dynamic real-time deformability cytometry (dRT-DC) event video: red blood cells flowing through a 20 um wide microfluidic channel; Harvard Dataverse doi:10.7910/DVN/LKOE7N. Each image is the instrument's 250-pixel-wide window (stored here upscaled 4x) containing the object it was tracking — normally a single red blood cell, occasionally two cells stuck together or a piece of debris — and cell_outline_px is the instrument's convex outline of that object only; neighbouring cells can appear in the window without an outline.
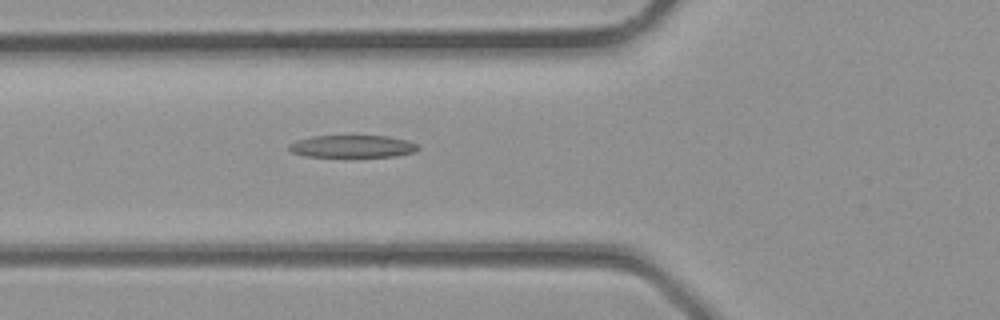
{"species": "common noctule bat (a hibernating species)", "species_latin": "Nyctalus noctula", "temperature_condition": "room temperature", "stored_images_in_passage": 24, "camera_frame_rate_fps": 3000, "um_per_image_px": 0.085, "animal": {"sex": "male", "body_mass_g": 23.1, "forearm_length_mm": 52.7}, "frame": {"image": 1, "passage_image": 2, "time_ms": 0.333, "image_size_px": [1000, 320], "cell_outline_px": [[420, 148], [416, 152], [396, 156], [304, 156], [292, 152], [288, 148], [288, 144], [296, 140], [312, 136], [388, 136], [408, 140], [416, 144]], "centroid_in_image_um": [29.97, 12.43], "position_along_channel_um": 95.8, "area_um2": 16.76}}
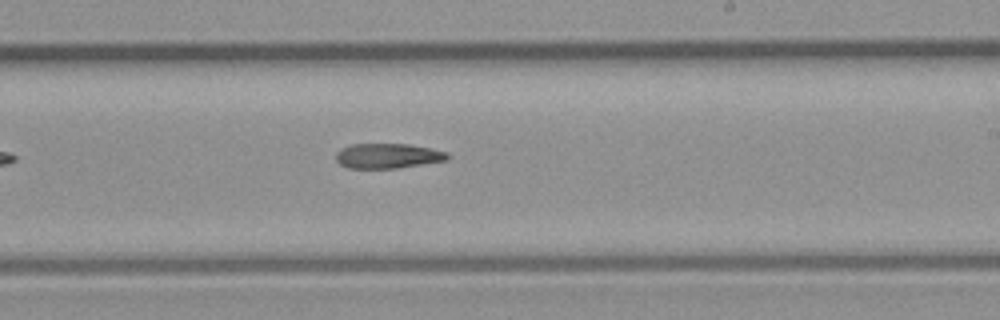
{"frame": {"image": 2, "passage_image": 10, "time_ms": 3.0, "image_size_px": [1000, 320], "cell_outline_px": [[448, 160], [396, 168], [348, 168], [340, 164], [336, 160], [336, 152], [340, 148], [352, 144], [408, 144], [432, 148], [448, 152]], "centroid_in_image_um": [32.95, 13.24], "position_along_channel_um": 256.0, "area_um2": 16.24}}
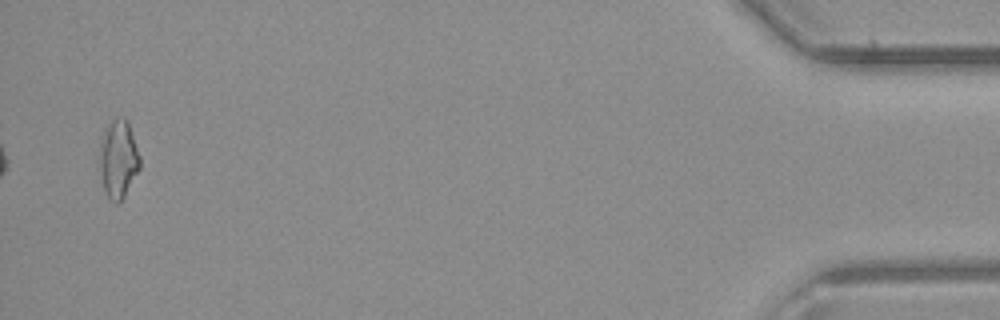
{"frame": {"image": 3, "passage_image": 23, "time_ms": 7.333, "image_size_px": [1000, 320], "cell_outline_px": [[140, 168], [124, 196], [116, 204], [108, 200], [104, 192], [100, 168], [100, 156], [104, 132], [108, 124], [112, 120], [124, 116], [128, 120], [140, 156]], "centroid_in_image_um": [10.08, 13.54], "position_along_channel_um": 425.1, "area_um2": 18.15}}